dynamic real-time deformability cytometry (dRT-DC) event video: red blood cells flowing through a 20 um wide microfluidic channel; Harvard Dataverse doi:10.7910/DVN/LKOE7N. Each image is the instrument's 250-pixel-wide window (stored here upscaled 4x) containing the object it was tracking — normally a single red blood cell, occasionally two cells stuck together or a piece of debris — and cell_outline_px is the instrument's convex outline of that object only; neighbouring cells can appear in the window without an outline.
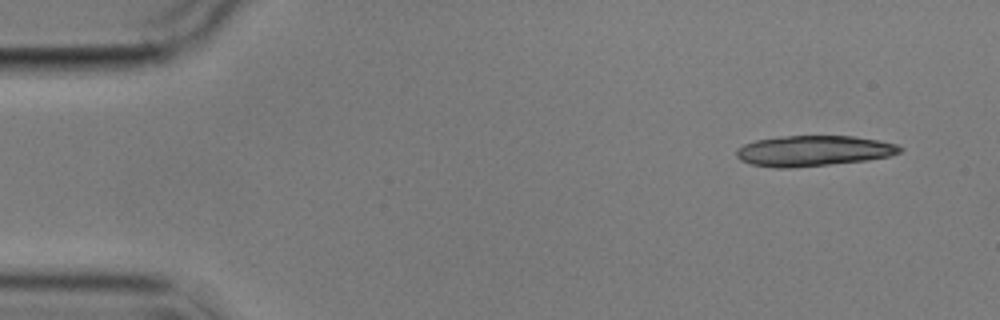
{"species": "common noctule bat (a hibernating species)", "species_latin": "Nyctalus noctula", "temperature_condition": "cold", "stored_images_in_passage": 3, "camera_frame_rate_fps": 3000, "um_per_image_px": 0.085, "animal": {"sex": "male", "body_mass_g": 17.9}, "frame": {"image": 1, "passage_image": 1, "time_ms": 0.0, "image_size_px": [1000, 320], "cell_outline_px": [[904, 148], [900, 152], [888, 156], [868, 160], [792, 168], [776, 168], [752, 164], [740, 160], [736, 156], [736, 148], [744, 144], [756, 140], [780, 136], [852, 136], [880, 140], [896, 144]], "centroid_in_image_um": [69.13, 12.82], "position_along_channel_um": 15.9, "area_um2": 29.19}}